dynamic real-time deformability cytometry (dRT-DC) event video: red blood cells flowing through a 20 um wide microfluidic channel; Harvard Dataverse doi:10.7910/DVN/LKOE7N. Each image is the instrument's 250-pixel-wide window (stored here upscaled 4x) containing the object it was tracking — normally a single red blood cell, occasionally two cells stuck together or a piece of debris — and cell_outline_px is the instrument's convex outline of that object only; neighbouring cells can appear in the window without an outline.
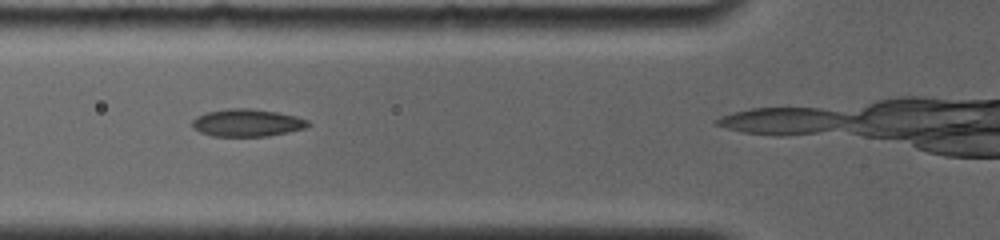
{"species": "common noctule bat (a hibernating species)", "species_latin": "Nyctalus noctula", "temperature_condition": "room temperature", "stored_images_in_passage": 6, "segment_of_instrument_passage": [1, 2], "camera_frame_rate_fps": 4000, "um_per_image_px": 0.085, "animal": {"sex": "female", "body_mass_g": 19.0, "forearm_length_mm": 56.7}, "frame": {"image": 1, "passage_image": 4, "time_ms": 2.25, "image_size_px": [1000, 240], "cell_outline_px": [[312, 124], [304, 128], [288, 132], [268, 136], [212, 136], [200, 132], [192, 128], [192, 120], [208, 112], [228, 108], [248, 108], [276, 112], [296, 116], [308, 120]], "centroid_in_image_um": [21.02, 10.44], "position_along_channel_um": 104.8, "area_um2": 18.44}}